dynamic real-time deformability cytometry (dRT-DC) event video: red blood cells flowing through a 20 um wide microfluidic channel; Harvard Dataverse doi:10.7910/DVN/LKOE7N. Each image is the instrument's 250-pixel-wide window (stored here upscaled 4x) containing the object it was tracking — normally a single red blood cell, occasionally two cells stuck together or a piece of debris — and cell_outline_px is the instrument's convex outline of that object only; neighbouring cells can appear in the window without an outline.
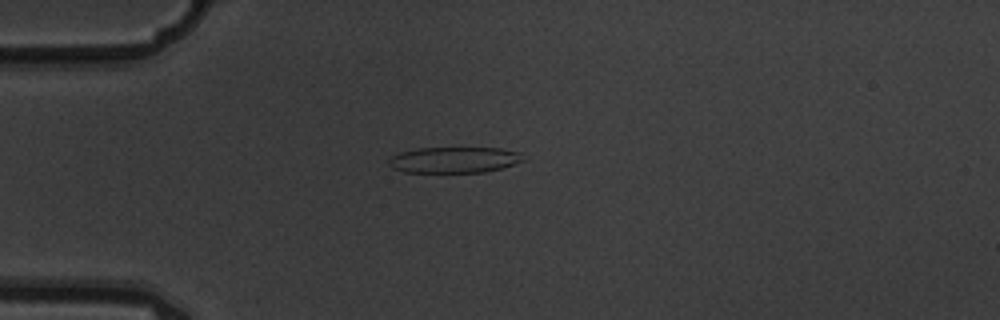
{"species": "common noctule bat (a hibernating species)", "species_latin": "Nyctalus noctula", "temperature_condition": "warm", "stored_images_in_passage": 7, "camera_frame_rate_fps": 3000, "um_per_image_px": 0.085, "animal": {"sex": "male", "body_mass_g": 19.5, "forearm_length_mm": 54.6}, "frame": {"image": 1, "passage_image": 4, "time_ms": 1.0, "image_size_px": [1000, 320], "cell_outline_px": [[524, 160], [500, 168], [484, 172], [404, 172], [392, 168], [388, 164], [388, 160], [392, 156], [400, 152], [416, 148], [500, 148], [520, 152]], "centroid_in_image_um": [38.56, 13.58], "position_along_channel_um": 46.4, "area_um2": 20.23}}
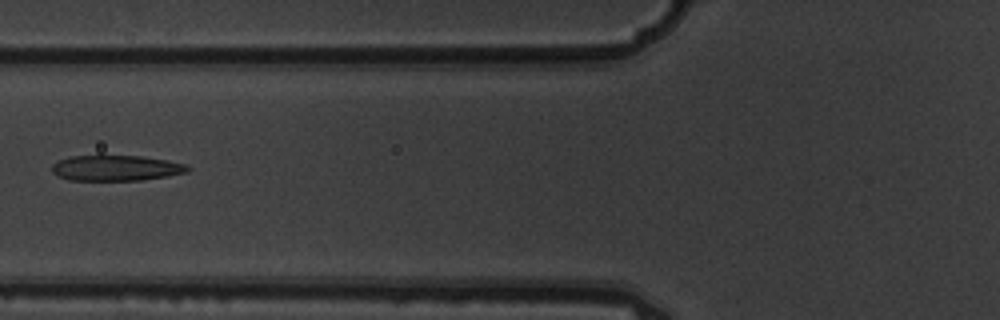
{"frame": {"image": 2, "passage_image": 6, "time_ms": 1.667, "image_size_px": [1000, 320], "cell_outline_px": [[192, 168], [188, 172], [168, 176], [140, 180], [68, 180], [52, 172], [52, 164], [68, 156], [100, 152], [140, 156], [168, 160], [188, 164]], "centroid_in_image_um": [9.86, 14.22], "position_along_channel_um": 115.9, "area_um2": 21.27}}
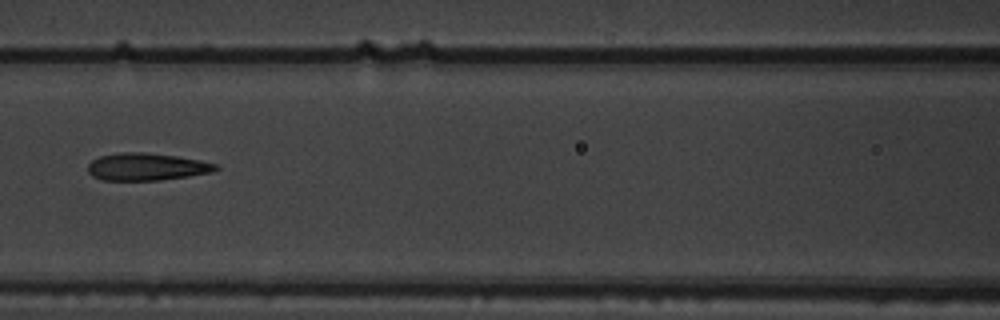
{"frame": {"image": 3, "passage_image": 7, "time_ms": 2.0, "image_size_px": [1000, 320], "cell_outline_px": [[220, 168], [212, 172], [188, 176], [160, 180], [100, 180], [92, 176], [88, 172], [88, 164], [92, 160], [100, 156], [120, 152], [144, 152], [176, 156], [200, 160], [220, 164]], "centroid_in_image_um": [12.47, 14.17], "position_along_channel_um": 154.1, "area_um2": 20.52}}